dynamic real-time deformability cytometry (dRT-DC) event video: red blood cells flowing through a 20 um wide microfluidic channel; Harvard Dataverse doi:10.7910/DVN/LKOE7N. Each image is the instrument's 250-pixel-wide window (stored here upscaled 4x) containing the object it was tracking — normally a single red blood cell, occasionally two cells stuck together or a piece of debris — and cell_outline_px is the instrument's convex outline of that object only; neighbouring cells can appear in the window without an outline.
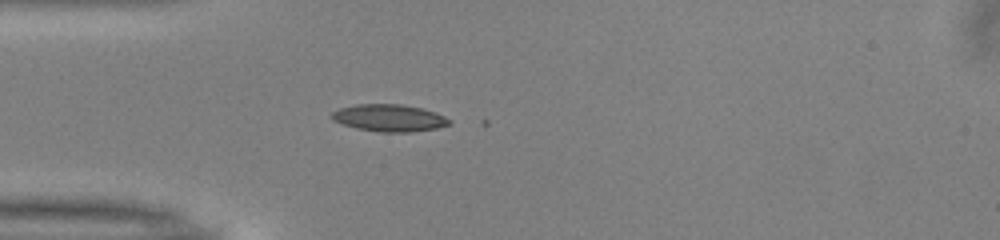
{"species": "common noctule bat (a hibernating species)", "species_latin": "Nyctalus noctula", "temperature_condition": "warm", "stored_images_in_passage": 5, "camera_frame_rate_fps": 3000, "um_per_image_px": 0.085, "animal": {"sex": "male", "body_mass_g": 13.0, "forearm_length_mm": 53.1}, "frame": {"image": 1, "passage_image": 1, "time_ms": 0.0, "image_size_px": [1000, 240], "cell_outline_px": [[452, 120], [448, 124], [436, 128], [412, 132], [380, 132], [356, 128], [332, 120], [332, 112], [340, 108], [356, 104], [400, 104], [424, 108], [444, 116]], "centroid_in_image_um": [33.09, 10.02], "position_along_channel_um": 51.9, "area_um2": 18.5}}